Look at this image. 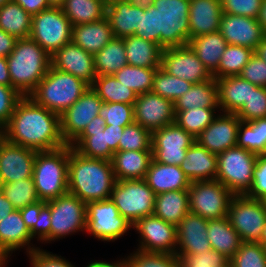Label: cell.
<instances>
[{"instance_id":"cell-31","label":"cell","mask_w":266,"mask_h":267,"mask_svg":"<svg viewBox=\"0 0 266 267\" xmlns=\"http://www.w3.org/2000/svg\"><path fill=\"white\" fill-rule=\"evenodd\" d=\"M152 160V151L114 152L111 162L116 180L144 179Z\"/></svg>"},{"instance_id":"cell-13","label":"cell","mask_w":266,"mask_h":267,"mask_svg":"<svg viewBox=\"0 0 266 267\" xmlns=\"http://www.w3.org/2000/svg\"><path fill=\"white\" fill-rule=\"evenodd\" d=\"M50 205V243L86 230V203L69 192L47 202Z\"/></svg>"},{"instance_id":"cell-4","label":"cell","mask_w":266,"mask_h":267,"mask_svg":"<svg viewBox=\"0 0 266 267\" xmlns=\"http://www.w3.org/2000/svg\"><path fill=\"white\" fill-rule=\"evenodd\" d=\"M6 58L12 87L22 96L35 90L51 66V56L31 37L17 39Z\"/></svg>"},{"instance_id":"cell-1","label":"cell","mask_w":266,"mask_h":267,"mask_svg":"<svg viewBox=\"0 0 266 267\" xmlns=\"http://www.w3.org/2000/svg\"><path fill=\"white\" fill-rule=\"evenodd\" d=\"M8 142L39 151L64 147L60 115L37 104L29 96L17 103L8 125L0 132Z\"/></svg>"},{"instance_id":"cell-52","label":"cell","mask_w":266,"mask_h":267,"mask_svg":"<svg viewBox=\"0 0 266 267\" xmlns=\"http://www.w3.org/2000/svg\"><path fill=\"white\" fill-rule=\"evenodd\" d=\"M98 115L105 120L106 125L128 126L134 123V105L104 103Z\"/></svg>"},{"instance_id":"cell-71","label":"cell","mask_w":266,"mask_h":267,"mask_svg":"<svg viewBox=\"0 0 266 267\" xmlns=\"http://www.w3.org/2000/svg\"><path fill=\"white\" fill-rule=\"evenodd\" d=\"M9 262V259H5L1 264H0V267H5L6 264Z\"/></svg>"},{"instance_id":"cell-49","label":"cell","mask_w":266,"mask_h":267,"mask_svg":"<svg viewBox=\"0 0 266 267\" xmlns=\"http://www.w3.org/2000/svg\"><path fill=\"white\" fill-rule=\"evenodd\" d=\"M127 267H179L180 260L175 254L145 252L136 249L125 256Z\"/></svg>"},{"instance_id":"cell-58","label":"cell","mask_w":266,"mask_h":267,"mask_svg":"<svg viewBox=\"0 0 266 267\" xmlns=\"http://www.w3.org/2000/svg\"><path fill=\"white\" fill-rule=\"evenodd\" d=\"M27 255V257H30L31 267H75L61 255L53 254L40 248Z\"/></svg>"},{"instance_id":"cell-34","label":"cell","mask_w":266,"mask_h":267,"mask_svg":"<svg viewBox=\"0 0 266 267\" xmlns=\"http://www.w3.org/2000/svg\"><path fill=\"white\" fill-rule=\"evenodd\" d=\"M190 212L188 190H173L156 195L153 214L175 226Z\"/></svg>"},{"instance_id":"cell-48","label":"cell","mask_w":266,"mask_h":267,"mask_svg":"<svg viewBox=\"0 0 266 267\" xmlns=\"http://www.w3.org/2000/svg\"><path fill=\"white\" fill-rule=\"evenodd\" d=\"M151 141L152 133L134 122L124 127L118 151H152Z\"/></svg>"},{"instance_id":"cell-68","label":"cell","mask_w":266,"mask_h":267,"mask_svg":"<svg viewBox=\"0 0 266 267\" xmlns=\"http://www.w3.org/2000/svg\"><path fill=\"white\" fill-rule=\"evenodd\" d=\"M254 53L257 54L260 58H262L266 62V36L257 46Z\"/></svg>"},{"instance_id":"cell-3","label":"cell","mask_w":266,"mask_h":267,"mask_svg":"<svg viewBox=\"0 0 266 267\" xmlns=\"http://www.w3.org/2000/svg\"><path fill=\"white\" fill-rule=\"evenodd\" d=\"M116 178L112 162L80 155L69 145L68 192L86 204L110 199Z\"/></svg>"},{"instance_id":"cell-66","label":"cell","mask_w":266,"mask_h":267,"mask_svg":"<svg viewBox=\"0 0 266 267\" xmlns=\"http://www.w3.org/2000/svg\"><path fill=\"white\" fill-rule=\"evenodd\" d=\"M85 267H127L125 258L122 260L114 261V262H106V261H93L91 263H88Z\"/></svg>"},{"instance_id":"cell-29","label":"cell","mask_w":266,"mask_h":267,"mask_svg":"<svg viewBox=\"0 0 266 267\" xmlns=\"http://www.w3.org/2000/svg\"><path fill=\"white\" fill-rule=\"evenodd\" d=\"M180 168L191 182L214 180L217 175V155L195 141L187 149Z\"/></svg>"},{"instance_id":"cell-2","label":"cell","mask_w":266,"mask_h":267,"mask_svg":"<svg viewBox=\"0 0 266 267\" xmlns=\"http://www.w3.org/2000/svg\"><path fill=\"white\" fill-rule=\"evenodd\" d=\"M190 0H146L136 37L163 49L189 43Z\"/></svg>"},{"instance_id":"cell-30","label":"cell","mask_w":266,"mask_h":267,"mask_svg":"<svg viewBox=\"0 0 266 267\" xmlns=\"http://www.w3.org/2000/svg\"><path fill=\"white\" fill-rule=\"evenodd\" d=\"M113 38L112 28L106 17L96 22L72 26V41L93 55Z\"/></svg>"},{"instance_id":"cell-50","label":"cell","mask_w":266,"mask_h":267,"mask_svg":"<svg viewBox=\"0 0 266 267\" xmlns=\"http://www.w3.org/2000/svg\"><path fill=\"white\" fill-rule=\"evenodd\" d=\"M229 264L231 267H266L264 246L259 242H242Z\"/></svg>"},{"instance_id":"cell-18","label":"cell","mask_w":266,"mask_h":267,"mask_svg":"<svg viewBox=\"0 0 266 267\" xmlns=\"http://www.w3.org/2000/svg\"><path fill=\"white\" fill-rule=\"evenodd\" d=\"M134 122L151 133L174 123V102L152 92L139 94L134 103Z\"/></svg>"},{"instance_id":"cell-39","label":"cell","mask_w":266,"mask_h":267,"mask_svg":"<svg viewBox=\"0 0 266 267\" xmlns=\"http://www.w3.org/2000/svg\"><path fill=\"white\" fill-rule=\"evenodd\" d=\"M32 16L15 1L10 0L0 7V28L16 39L31 35Z\"/></svg>"},{"instance_id":"cell-7","label":"cell","mask_w":266,"mask_h":267,"mask_svg":"<svg viewBox=\"0 0 266 267\" xmlns=\"http://www.w3.org/2000/svg\"><path fill=\"white\" fill-rule=\"evenodd\" d=\"M257 156L237 146L218 154L216 180L234 195H245L252 187Z\"/></svg>"},{"instance_id":"cell-11","label":"cell","mask_w":266,"mask_h":267,"mask_svg":"<svg viewBox=\"0 0 266 267\" xmlns=\"http://www.w3.org/2000/svg\"><path fill=\"white\" fill-rule=\"evenodd\" d=\"M132 228V223L119 214L111 199L87 203L85 231L94 238L115 242Z\"/></svg>"},{"instance_id":"cell-70","label":"cell","mask_w":266,"mask_h":267,"mask_svg":"<svg viewBox=\"0 0 266 267\" xmlns=\"http://www.w3.org/2000/svg\"><path fill=\"white\" fill-rule=\"evenodd\" d=\"M263 246L266 245V224L264 226V229H263V232H262V236H261V239H260V242Z\"/></svg>"},{"instance_id":"cell-24","label":"cell","mask_w":266,"mask_h":267,"mask_svg":"<svg viewBox=\"0 0 266 267\" xmlns=\"http://www.w3.org/2000/svg\"><path fill=\"white\" fill-rule=\"evenodd\" d=\"M144 12L145 1L111 0L107 2L105 17L114 37L124 38L135 35Z\"/></svg>"},{"instance_id":"cell-54","label":"cell","mask_w":266,"mask_h":267,"mask_svg":"<svg viewBox=\"0 0 266 267\" xmlns=\"http://www.w3.org/2000/svg\"><path fill=\"white\" fill-rule=\"evenodd\" d=\"M22 97L12 86L0 84V132L8 125L15 107Z\"/></svg>"},{"instance_id":"cell-45","label":"cell","mask_w":266,"mask_h":267,"mask_svg":"<svg viewBox=\"0 0 266 267\" xmlns=\"http://www.w3.org/2000/svg\"><path fill=\"white\" fill-rule=\"evenodd\" d=\"M220 108H192L179 111L175 115V122L187 133L196 138L206 129L218 115Z\"/></svg>"},{"instance_id":"cell-12","label":"cell","mask_w":266,"mask_h":267,"mask_svg":"<svg viewBox=\"0 0 266 267\" xmlns=\"http://www.w3.org/2000/svg\"><path fill=\"white\" fill-rule=\"evenodd\" d=\"M227 218L243 242H260L266 224L265 201L234 195Z\"/></svg>"},{"instance_id":"cell-47","label":"cell","mask_w":266,"mask_h":267,"mask_svg":"<svg viewBox=\"0 0 266 267\" xmlns=\"http://www.w3.org/2000/svg\"><path fill=\"white\" fill-rule=\"evenodd\" d=\"M1 192L16 210L39 201L33 177L4 183Z\"/></svg>"},{"instance_id":"cell-43","label":"cell","mask_w":266,"mask_h":267,"mask_svg":"<svg viewBox=\"0 0 266 267\" xmlns=\"http://www.w3.org/2000/svg\"><path fill=\"white\" fill-rule=\"evenodd\" d=\"M254 50L248 47L227 44L218 65L212 74L215 79L227 76H237L249 62Z\"/></svg>"},{"instance_id":"cell-20","label":"cell","mask_w":266,"mask_h":267,"mask_svg":"<svg viewBox=\"0 0 266 267\" xmlns=\"http://www.w3.org/2000/svg\"><path fill=\"white\" fill-rule=\"evenodd\" d=\"M37 151L8 142L0 135V174L4 183L33 177Z\"/></svg>"},{"instance_id":"cell-57","label":"cell","mask_w":266,"mask_h":267,"mask_svg":"<svg viewBox=\"0 0 266 267\" xmlns=\"http://www.w3.org/2000/svg\"><path fill=\"white\" fill-rule=\"evenodd\" d=\"M239 76L252 84L266 87V62L254 53Z\"/></svg>"},{"instance_id":"cell-8","label":"cell","mask_w":266,"mask_h":267,"mask_svg":"<svg viewBox=\"0 0 266 267\" xmlns=\"http://www.w3.org/2000/svg\"><path fill=\"white\" fill-rule=\"evenodd\" d=\"M110 199L119 214L134 225L142 217L153 215L156 194L144 179L116 180Z\"/></svg>"},{"instance_id":"cell-74","label":"cell","mask_w":266,"mask_h":267,"mask_svg":"<svg viewBox=\"0 0 266 267\" xmlns=\"http://www.w3.org/2000/svg\"><path fill=\"white\" fill-rule=\"evenodd\" d=\"M5 260V258L0 254V264Z\"/></svg>"},{"instance_id":"cell-15","label":"cell","mask_w":266,"mask_h":267,"mask_svg":"<svg viewBox=\"0 0 266 267\" xmlns=\"http://www.w3.org/2000/svg\"><path fill=\"white\" fill-rule=\"evenodd\" d=\"M103 104L90 86L71 107L60 114V131L66 145H70L84 131Z\"/></svg>"},{"instance_id":"cell-19","label":"cell","mask_w":266,"mask_h":267,"mask_svg":"<svg viewBox=\"0 0 266 267\" xmlns=\"http://www.w3.org/2000/svg\"><path fill=\"white\" fill-rule=\"evenodd\" d=\"M240 121L236 114L219 112L195 140L200 146L218 155L237 146Z\"/></svg>"},{"instance_id":"cell-36","label":"cell","mask_w":266,"mask_h":267,"mask_svg":"<svg viewBox=\"0 0 266 267\" xmlns=\"http://www.w3.org/2000/svg\"><path fill=\"white\" fill-rule=\"evenodd\" d=\"M207 238L212 249L229 259L235 255L243 242L237 231L230 225L227 216L208 221Z\"/></svg>"},{"instance_id":"cell-51","label":"cell","mask_w":266,"mask_h":267,"mask_svg":"<svg viewBox=\"0 0 266 267\" xmlns=\"http://www.w3.org/2000/svg\"><path fill=\"white\" fill-rule=\"evenodd\" d=\"M236 115L243 122L266 117V87L250 83L249 99Z\"/></svg>"},{"instance_id":"cell-65","label":"cell","mask_w":266,"mask_h":267,"mask_svg":"<svg viewBox=\"0 0 266 267\" xmlns=\"http://www.w3.org/2000/svg\"><path fill=\"white\" fill-rule=\"evenodd\" d=\"M14 210L15 208L12 203L0 191V221Z\"/></svg>"},{"instance_id":"cell-16","label":"cell","mask_w":266,"mask_h":267,"mask_svg":"<svg viewBox=\"0 0 266 267\" xmlns=\"http://www.w3.org/2000/svg\"><path fill=\"white\" fill-rule=\"evenodd\" d=\"M133 229L139 234L138 250L155 253L175 254L177 227L153 215L142 217Z\"/></svg>"},{"instance_id":"cell-32","label":"cell","mask_w":266,"mask_h":267,"mask_svg":"<svg viewBox=\"0 0 266 267\" xmlns=\"http://www.w3.org/2000/svg\"><path fill=\"white\" fill-rule=\"evenodd\" d=\"M216 83L220 112L236 114L249 99L250 82L237 75L216 79Z\"/></svg>"},{"instance_id":"cell-73","label":"cell","mask_w":266,"mask_h":267,"mask_svg":"<svg viewBox=\"0 0 266 267\" xmlns=\"http://www.w3.org/2000/svg\"><path fill=\"white\" fill-rule=\"evenodd\" d=\"M10 0H0V7L3 6L5 3H7Z\"/></svg>"},{"instance_id":"cell-22","label":"cell","mask_w":266,"mask_h":267,"mask_svg":"<svg viewBox=\"0 0 266 267\" xmlns=\"http://www.w3.org/2000/svg\"><path fill=\"white\" fill-rule=\"evenodd\" d=\"M51 66L84 80L90 86L97 77L93 54L86 52L72 40L51 56Z\"/></svg>"},{"instance_id":"cell-33","label":"cell","mask_w":266,"mask_h":267,"mask_svg":"<svg viewBox=\"0 0 266 267\" xmlns=\"http://www.w3.org/2000/svg\"><path fill=\"white\" fill-rule=\"evenodd\" d=\"M220 108L218 87L213 77L209 81L193 84L181 97L174 101L175 115L192 108Z\"/></svg>"},{"instance_id":"cell-23","label":"cell","mask_w":266,"mask_h":267,"mask_svg":"<svg viewBox=\"0 0 266 267\" xmlns=\"http://www.w3.org/2000/svg\"><path fill=\"white\" fill-rule=\"evenodd\" d=\"M208 221L189 212L176 226L177 247L175 255L180 259L185 254H199L212 249L207 238Z\"/></svg>"},{"instance_id":"cell-9","label":"cell","mask_w":266,"mask_h":267,"mask_svg":"<svg viewBox=\"0 0 266 267\" xmlns=\"http://www.w3.org/2000/svg\"><path fill=\"white\" fill-rule=\"evenodd\" d=\"M30 37L52 56L72 40V24L61 7L51 6L32 16Z\"/></svg>"},{"instance_id":"cell-10","label":"cell","mask_w":266,"mask_h":267,"mask_svg":"<svg viewBox=\"0 0 266 267\" xmlns=\"http://www.w3.org/2000/svg\"><path fill=\"white\" fill-rule=\"evenodd\" d=\"M188 194L190 212L207 220L226 217L234 196L216 179L191 182Z\"/></svg>"},{"instance_id":"cell-67","label":"cell","mask_w":266,"mask_h":267,"mask_svg":"<svg viewBox=\"0 0 266 267\" xmlns=\"http://www.w3.org/2000/svg\"><path fill=\"white\" fill-rule=\"evenodd\" d=\"M258 21L266 34V0L262 1V7L260 10Z\"/></svg>"},{"instance_id":"cell-72","label":"cell","mask_w":266,"mask_h":267,"mask_svg":"<svg viewBox=\"0 0 266 267\" xmlns=\"http://www.w3.org/2000/svg\"><path fill=\"white\" fill-rule=\"evenodd\" d=\"M3 184H4V182H3L2 176L0 174V191L2 190Z\"/></svg>"},{"instance_id":"cell-27","label":"cell","mask_w":266,"mask_h":267,"mask_svg":"<svg viewBox=\"0 0 266 267\" xmlns=\"http://www.w3.org/2000/svg\"><path fill=\"white\" fill-rule=\"evenodd\" d=\"M222 14L221 0H190L189 40L219 31Z\"/></svg>"},{"instance_id":"cell-62","label":"cell","mask_w":266,"mask_h":267,"mask_svg":"<svg viewBox=\"0 0 266 267\" xmlns=\"http://www.w3.org/2000/svg\"><path fill=\"white\" fill-rule=\"evenodd\" d=\"M125 126H113V125H106V138L109 148L113 152L118 151V144L120 137L123 134Z\"/></svg>"},{"instance_id":"cell-37","label":"cell","mask_w":266,"mask_h":267,"mask_svg":"<svg viewBox=\"0 0 266 267\" xmlns=\"http://www.w3.org/2000/svg\"><path fill=\"white\" fill-rule=\"evenodd\" d=\"M188 45L197 54L198 59L213 74L217 69L227 42L219 31L196 36Z\"/></svg>"},{"instance_id":"cell-61","label":"cell","mask_w":266,"mask_h":267,"mask_svg":"<svg viewBox=\"0 0 266 267\" xmlns=\"http://www.w3.org/2000/svg\"><path fill=\"white\" fill-rule=\"evenodd\" d=\"M13 1L19 4L31 16H34L39 12L49 9L51 7L47 2V0H13Z\"/></svg>"},{"instance_id":"cell-60","label":"cell","mask_w":266,"mask_h":267,"mask_svg":"<svg viewBox=\"0 0 266 267\" xmlns=\"http://www.w3.org/2000/svg\"><path fill=\"white\" fill-rule=\"evenodd\" d=\"M45 204V201L39 200L34 204L27 205L26 207L20 209L21 217L29 231L34 227L40 210Z\"/></svg>"},{"instance_id":"cell-63","label":"cell","mask_w":266,"mask_h":267,"mask_svg":"<svg viewBox=\"0 0 266 267\" xmlns=\"http://www.w3.org/2000/svg\"><path fill=\"white\" fill-rule=\"evenodd\" d=\"M17 39L0 28V57H8L14 50Z\"/></svg>"},{"instance_id":"cell-69","label":"cell","mask_w":266,"mask_h":267,"mask_svg":"<svg viewBox=\"0 0 266 267\" xmlns=\"http://www.w3.org/2000/svg\"><path fill=\"white\" fill-rule=\"evenodd\" d=\"M47 2L50 6L60 7L63 4L64 0H47Z\"/></svg>"},{"instance_id":"cell-35","label":"cell","mask_w":266,"mask_h":267,"mask_svg":"<svg viewBox=\"0 0 266 267\" xmlns=\"http://www.w3.org/2000/svg\"><path fill=\"white\" fill-rule=\"evenodd\" d=\"M127 64L143 68L161 67L163 48L135 35L124 37Z\"/></svg>"},{"instance_id":"cell-14","label":"cell","mask_w":266,"mask_h":267,"mask_svg":"<svg viewBox=\"0 0 266 267\" xmlns=\"http://www.w3.org/2000/svg\"><path fill=\"white\" fill-rule=\"evenodd\" d=\"M195 138L176 122L152 132L153 159L166 165L180 166L186 151L195 143Z\"/></svg>"},{"instance_id":"cell-55","label":"cell","mask_w":266,"mask_h":267,"mask_svg":"<svg viewBox=\"0 0 266 267\" xmlns=\"http://www.w3.org/2000/svg\"><path fill=\"white\" fill-rule=\"evenodd\" d=\"M263 0H221L223 13L258 19Z\"/></svg>"},{"instance_id":"cell-53","label":"cell","mask_w":266,"mask_h":267,"mask_svg":"<svg viewBox=\"0 0 266 267\" xmlns=\"http://www.w3.org/2000/svg\"><path fill=\"white\" fill-rule=\"evenodd\" d=\"M179 260L182 267H226L230 261L214 249L199 254H185Z\"/></svg>"},{"instance_id":"cell-56","label":"cell","mask_w":266,"mask_h":267,"mask_svg":"<svg viewBox=\"0 0 266 267\" xmlns=\"http://www.w3.org/2000/svg\"><path fill=\"white\" fill-rule=\"evenodd\" d=\"M245 195L257 200H266V154L257 156L252 187Z\"/></svg>"},{"instance_id":"cell-28","label":"cell","mask_w":266,"mask_h":267,"mask_svg":"<svg viewBox=\"0 0 266 267\" xmlns=\"http://www.w3.org/2000/svg\"><path fill=\"white\" fill-rule=\"evenodd\" d=\"M144 180L156 195L173 190H188L191 181L178 165L152 160Z\"/></svg>"},{"instance_id":"cell-6","label":"cell","mask_w":266,"mask_h":267,"mask_svg":"<svg viewBox=\"0 0 266 267\" xmlns=\"http://www.w3.org/2000/svg\"><path fill=\"white\" fill-rule=\"evenodd\" d=\"M69 145L36 153L33 179L39 200L51 201L68 193Z\"/></svg>"},{"instance_id":"cell-25","label":"cell","mask_w":266,"mask_h":267,"mask_svg":"<svg viewBox=\"0 0 266 267\" xmlns=\"http://www.w3.org/2000/svg\"><path fill=\"white\" fill-rule=\"evenodd\" d=\"M31 240L30 231L23 221L20 210L12 211L0 221V254L5 259H10L13 251L26 248V253H32L35 247Z\"/></svg>"},{"instance_id":"cell-75","label":"cell","mask_w":266,"mask_h":267,"mask_svg":"<svg viewBox=\"0 0 266 267\" xmlns=\"http://www.w3.org/2000/svg\"><path fill=\"white\" fill-rule=\"evenodd\" d=\"M128 1H146V0H128Z\"/></svg>"},{"instance_id":"cell-40","label":"cell","mask_w":266,"mask_h":267,"mask_svg":"<svg viewBox=\"0 0 266 267\" xmlns=\"http://www.w3.org/2000/svg\"><path fill=\"white\" fill-rule=\"evenodd\" d=\"M93 57L97 76L114 75L127 65L124 38L114 37Z\"/></svg>"},{"instance_id":"cell-59","label":"cell","mask_w":266,"mask_h":267,"mask_svg":"<svg viewBox=\"0 0 266 267\" xmlns=\"http://www.w3.org/2000/svg\"><path fill=\"white\" fill-rule=\"evenodd\" d=\"M50 230H51V214L50 205L46 204L41 208L38 218L34 227L30 230L32 238H37V241L43 244L50 243Z\"/></svg>"},{"instance_id":"cell-26","label":"cell","mask_w":266,"mask_h":267,"mask_svg":"<svg viewBox=\"0 0 266 267\" xmlns=\"http://www.w3.org/2000/svg\"><path fill=\"white\" fill-rule=\"evenodd\" d=\"M80 155L111 161L114 152L106 138V122L97 115L84 131L70 144Z\"/></svg>"},{"instance_id":"cell-5","label":"cell","mask_w":266,"mask_h":267,"mask_svg":"<svg viewBox=\"0 0 266 267\" xmlns=\"http://www.w3.org/2000/svg\"><path fill=\"white\" fill-rule=\"evenodd\" d=\"M88 87L90 85L84 80L50 66L29 97L42 107L60 115L71 107Z\"/></svg>"},{"instance_id":"cell-38","label":"cell","mask_w":266,"mask_h":267,"mask_svg":"<svg viewBox=\"0 0 266 267\" xmlns=\"http://www.w3.org/2000/svg\"><path fill=\"white\" fill-rule=\"evenodd\" d=\"M105 0H64L60 6L72 26L96 22L106 16Z\"/></svg>"},{"instance_id":"cell-46","label":"cell","mask_w":266,"mask_h":267,"mask_svg":"<svg viewBox=\"0 0 266 267\" xmlns=\"http://www.w3.org/2000/svg\"><path fill=\"white\" fill-rule=\"evenodd\" d=\"M193 84L157 68L151 92L173 102L188 91Z\"/></svg>"},{"instance_id":"cell-21","label":"cell","mask_w":266,"mask_h":267,"mask_svg":"<svg viewBox=\"0 0 266 267\" xmlns=\"http://www.w3.org/2000/svg\"><path fill=\"white\" fill-rule=\"evenodd\" d=\"M219 32L227 44L251 48L255 51L266 34L258 19L223 13Z\"/></svg>"},{"instance_id":"cell-41","label":"cell","mask_w":266,"mask_h":267,"mask_svg":"<svg viewBox=\"0 0 266 267\" xmlns=\"http://www.w3.org/2000/svg\"><path fill=\"white\" fill-rule=\"evenodd\" d=\"M91 87L104 103H125L134 105L138 94L119 82L114 75L97 76Z\"/></svg>"},{"instance_id":"cell-17","label":"cell","mask_w":266,"mask_h":267,"mask_svg":"<svg viewBox=\"0 0 266 267\" xmlns=\"http://www.w3.org/2000/svg\"><path fill=\"white\" fill-rule=\"evenodd\" d=\"M161 68L168 74L192 84L209 81L213 78L189 45L163 49Z\"/></svg>"},{"instance_id":"cell-42","label":"cell","mask_w":266,"mask_h":267,"mask_svg":"<svg viewBox=\"0 0 266 267\" xmlns=\"http://www.w3.org/2000/svg\"><path fill=\"white\" fill-rule=\"evenodd\" d=\"M237 147L256 155L266 154V117L253 121H240Z\"/></svg>"},{"instance_id":"cell-44","label":"cell","mask_w":266,"mask_h":267,"mask_svg":"<svg viewBox=\"0 0 266 267\" xmlns=\"http://www.w3.org/2000/svg\"><path fill=\"white\" fill-rule=\"evenodd\" d=\"M157 68H143L125 65L114 74V77L138 95L151 92Z\"/></svg>"},{"instance_id":"cell-64","label":"cell","mask_w":266,"mask_h":267,"mask_svg":"<svg viewBox=\"0 0 266 267\" xmlns=\"http://www.w3.org/2000/svg\"><path fill=\"white\" fill-rule=\"evenodd\" d=\"M0 84L12 86L6 57H0Z\"/></svg>"}]
</instances>
